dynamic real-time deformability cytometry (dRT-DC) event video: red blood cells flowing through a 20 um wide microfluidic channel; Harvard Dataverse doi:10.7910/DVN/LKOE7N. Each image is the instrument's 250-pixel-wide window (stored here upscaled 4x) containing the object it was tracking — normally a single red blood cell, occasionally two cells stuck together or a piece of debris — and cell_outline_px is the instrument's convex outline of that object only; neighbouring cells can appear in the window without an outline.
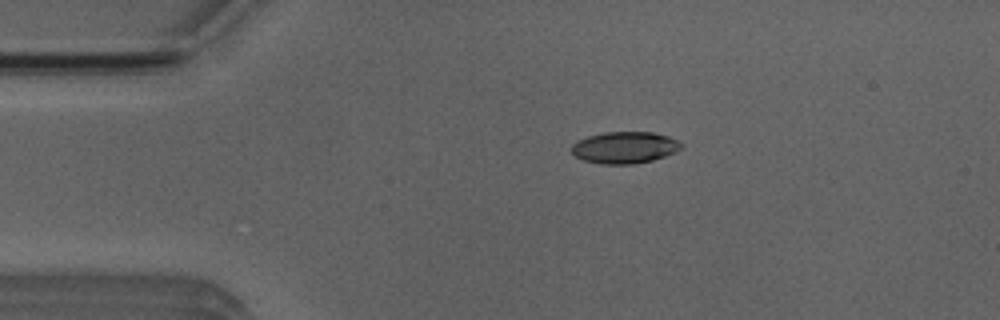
{"species": "Egyptian fruit bat (a non-hibernating species)", "species_latin": "Rousettus aegyptiacus", "temperature_condition": "room temperature", "stored_images_in_passage": 3, "camera_frame_rate_fps": 3000, "um_per_image_px": 0.085, "animal": {"sex": "male"}, "frame": {"image": 1, "passage_image": 2, "time_ms": 1.0, "image_size_px": [1000, 320], "cell_outline_px": [[684, 144], [680, 148], [664, 156], [652, 160], [632, 164], [604, 164], [584, 160], [576, 156], [572, 152], [572, 144], [588, 136], [604, 132], [652, 132], [668, 136]], "centroid_in_image_um": [53.09, 12.53], "position_along_channel_um": 31.9, "area_um2": 19.94}}